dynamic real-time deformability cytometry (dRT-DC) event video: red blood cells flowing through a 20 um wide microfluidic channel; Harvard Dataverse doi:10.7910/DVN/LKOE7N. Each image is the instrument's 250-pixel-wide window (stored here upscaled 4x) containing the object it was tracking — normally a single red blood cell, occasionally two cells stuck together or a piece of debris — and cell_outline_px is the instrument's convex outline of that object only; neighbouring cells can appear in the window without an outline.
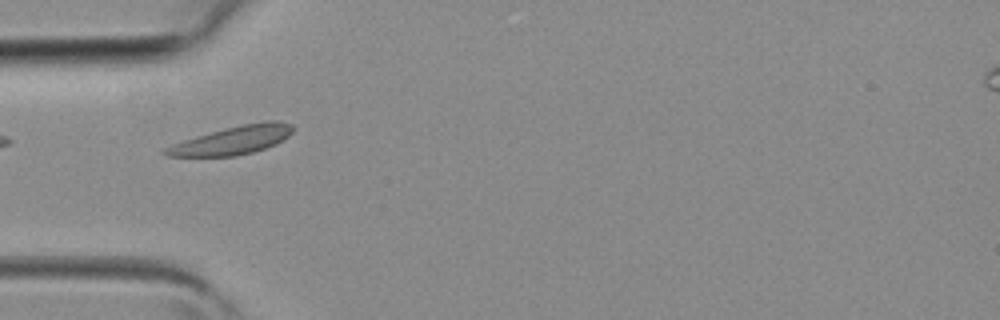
{"species": "common noctule bat (a hibernating species)", "species_latin": "Nyctalus noctula", "temperature_condition": "room temperature", "stored_images_in_passage": 1, "camera_frame_rate_fps": 3000, "um_per_image_px": 0.085, "animal": {"sex": "female", "body_mass_g": 19.3, "forearm_length_mm": 54.1}, "frame": {"image": 1, "passage_image": 1, "time_ms": 0.0, "image_size_px": [1000, 320], "cell_outline_px": [[296, 128], [288, 136], [276, 144], [252, 152], [236, 156], [168, 156], [160, 152], [160, 148], [196, 136], [224, 128], [264, 120], [276, 120], [292, 124]], "centroid_in_image_um": [19.75, 11.91], "position_along_channel_um": 65.2, "area_um2": 21.15}}